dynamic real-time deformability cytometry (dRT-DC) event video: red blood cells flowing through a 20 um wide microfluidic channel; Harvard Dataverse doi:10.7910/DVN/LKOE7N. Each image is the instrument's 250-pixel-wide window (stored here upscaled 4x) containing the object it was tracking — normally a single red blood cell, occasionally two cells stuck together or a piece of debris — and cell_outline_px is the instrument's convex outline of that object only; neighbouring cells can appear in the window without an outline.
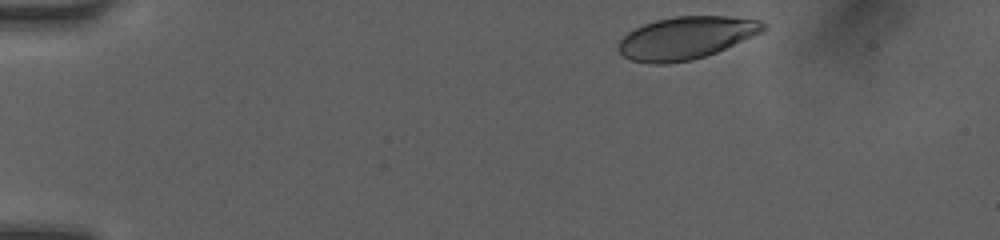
{"species": "human", "species_latin": "Homo sapiens", "temperature_condition": "room temperature", "stored_images_in_passage": 12, "camera_frame_rate_fps": 3000, "um_per_image_px": 0.085, "donor": {"sex": "female"}, "frame": {"image": 1, "passage_image": 1, "time_ms": 0.0, "image_size_px": [1000, 240], "cell_outline_px": [[768, 28], [764, 32], [716, 52], [692, 60], [668, 64], [652, 64], [632, 60], [624, 56], [620, 52], [620, 40], [628, 32], [644, 24], [656, 20], [676, 16], [724, 16], [760, 20], [768, 24]], "centroid_in_image_um": [58.37, 3.22], "position_along_channel_um": 26.6, "area_um2": 35.84}}
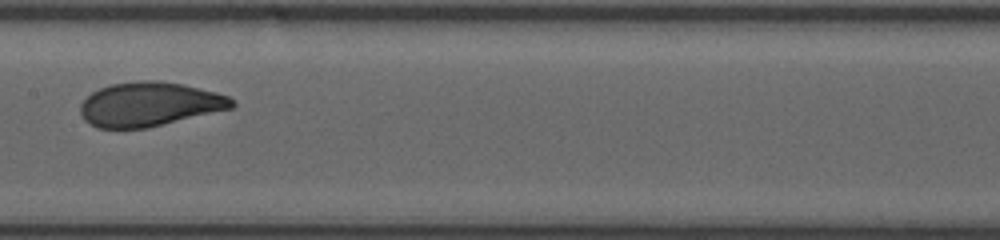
{"frame": {"image": 2, "passage_image": 7, "time_ms": 6.333, "image_size_px": [1000, 240], "cell_outline_px": [[236, 104], [232, 108], [148, 128], [96, 128], [84, 120], [80, 112], [80, 104], [92, 92], [100, 88], [112, 84], [140, 80], [156, 80], [184, 84], [216, 92], [228, 96], [236, 100]], "centroid_in_image_um": [12.71, 8.86], "position_along_channel_um": 194.7, "area_um2": 39.13}}
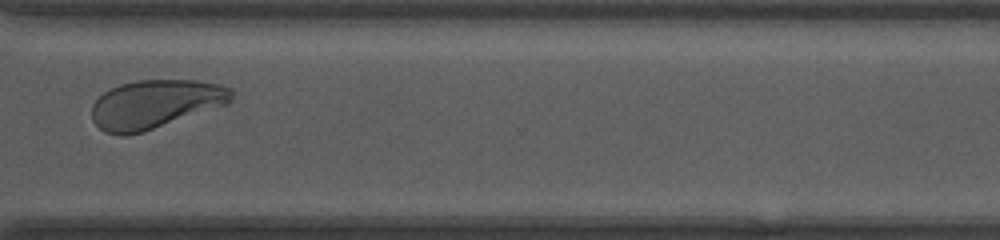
{"frame": {"image": 3, "passage_image": 11, "time_ms": 10.333, "image_size_px": [1000, 240], "cell_outline_px": [[236, 92], [232, 100], [228, 104], [140, 132], [124, 136], [120, 136], [104, 132], [92, 120], [92, 104], [104, 92], [120, 84], [136, 80], [196, 80], [220, 84], [232, 88]], "centroid_in_image_um": [13.22, 8.83], "position_along_channel_um": 357.4, "area_um2": 39.48}, "authors_computed_cell_mechanics": {"area_um2": 39.015, "velocity_mm_per_s": 4.0792, "shape_relaxation_time_tau1_ms": 2.1438, "shape_relaxation_time_tau2_ms": null, "deformation_change_tau1": 0.1094, "deformation_change_tau2": null}}